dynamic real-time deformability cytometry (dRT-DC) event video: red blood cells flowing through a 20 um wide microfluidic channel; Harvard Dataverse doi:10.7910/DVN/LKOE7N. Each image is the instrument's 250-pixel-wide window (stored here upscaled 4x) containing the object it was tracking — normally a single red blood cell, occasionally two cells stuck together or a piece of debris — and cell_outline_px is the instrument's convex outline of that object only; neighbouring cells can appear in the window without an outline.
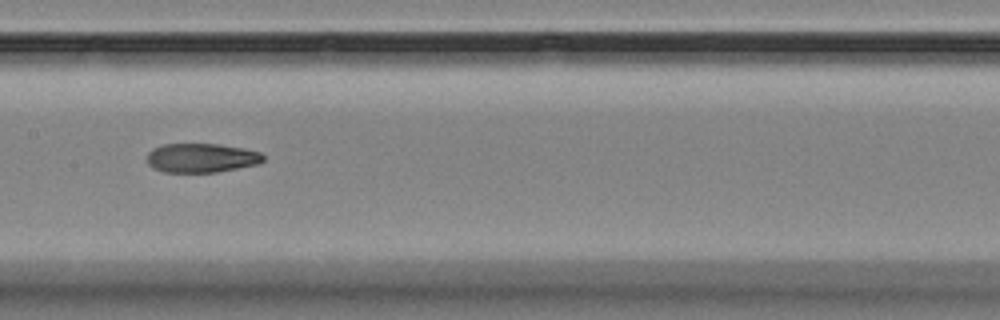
{"species": "Egyptian fruit bat (a non-hibernating species)", "species_latin": "Rousettus aegyptiacus", "temperature_condition": "room temperature", "stored_images_in_passage": 8, "camera_frame_rate_fps": 3000, "um_per_image_px": 0.085, "animal": {"sex": "female"}, "frame": {"image": 1, "passage_image": 8, "time_ms": 8.0, "image_size_px": [1000, 320], "cell_outline_px": [[264, 160], [260, 164], [216, 172], [164, 172], [152, 168], [148, 164], [148, 152], [152, 148], [164, 144], [220, 144], [244, 148], [260, 152], [264, 156]], "centroid_in_image_um": [17.13, 13.42], "position_along_channel_um": 190.3, "area_um2": 19.88}}